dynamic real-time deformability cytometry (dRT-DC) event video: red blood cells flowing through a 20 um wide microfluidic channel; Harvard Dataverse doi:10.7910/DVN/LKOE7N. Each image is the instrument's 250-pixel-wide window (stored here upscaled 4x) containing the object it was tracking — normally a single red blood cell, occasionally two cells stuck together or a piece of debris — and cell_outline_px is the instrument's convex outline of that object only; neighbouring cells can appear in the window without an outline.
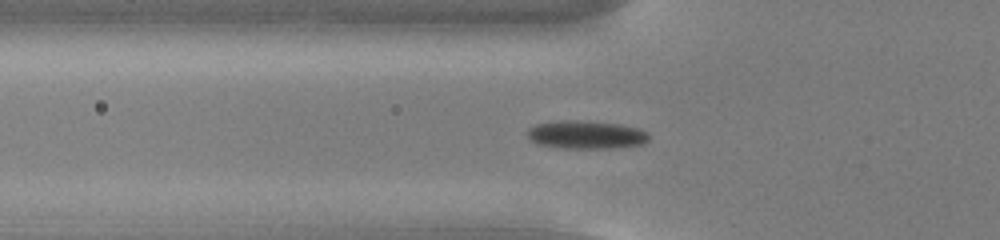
{"species": "common noctule bat (a hibernating species)", "species_latin": "Nyctalus noctula", "temperature_condition": "cold", "stored_images_in_passage": 23, "camera_frame_rate_fps": 3000, "um_per_image_px": 0.085, "animal": {"sex": "male", "body_mass_g": 13.0, "forearm_length_mm": 53.1}, "frame": {"image": 1, "passage_image": 15, "time_ms": 4.667, "image_size_px": [1000, 240], "cell_outline_px": [[648, 140], [644, 144], [616, 148], [564, 148], [536, 144], [528, 140], [528, 128], [536, 124], [560, 120], [580, 120], [620, 124], [640, 128], [648, 132]], "centroid_in_image_um": [49.82, 11.45], "position_along_channel_um": 76.0, "area_um2": 20.23}}
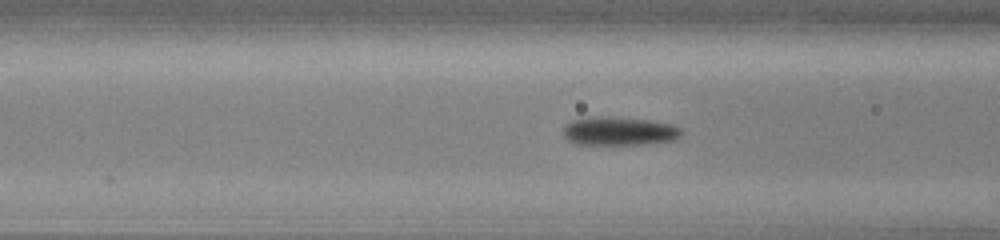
{"frame": {"image": 2, "passage_image": 18, "time_ms": 5.667, "image_size_px": [1000, 240], "cell_outline_px": [[680, 136], [676, 140], [644, 144], [576, 144], [568, 140], [564, 136], [564, 124], [572, 120], [608, 116], [648, 120], [672, 124], [680, 128]], "centroid_in_image_um": [52.63, 11.15], "position_along_channel_um": 114.0, "area_um2": 19.48}}
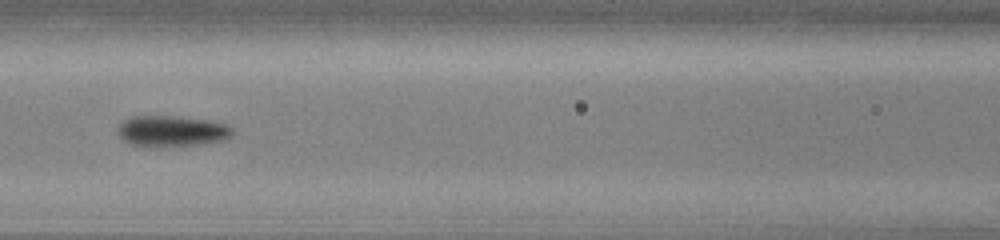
{"frame": {"image": 3, "passage_image": 21, "time_ms": 6.667, "image_size_px": [1000, 240], "cell_outline_px": [[232, 132], [224, 140], [192, 144], [156, 148], [152, 148], [132, 144], [124, 140], [116, 132], [116, 128], [120, 120], [132, 116], [172, 116], [204, 120], [224, 124], [232, 128]], "centroid_in_image_um": [14.46, 11.14], "position_along_channel_um": 152.1, "area_um2": 20.58}}